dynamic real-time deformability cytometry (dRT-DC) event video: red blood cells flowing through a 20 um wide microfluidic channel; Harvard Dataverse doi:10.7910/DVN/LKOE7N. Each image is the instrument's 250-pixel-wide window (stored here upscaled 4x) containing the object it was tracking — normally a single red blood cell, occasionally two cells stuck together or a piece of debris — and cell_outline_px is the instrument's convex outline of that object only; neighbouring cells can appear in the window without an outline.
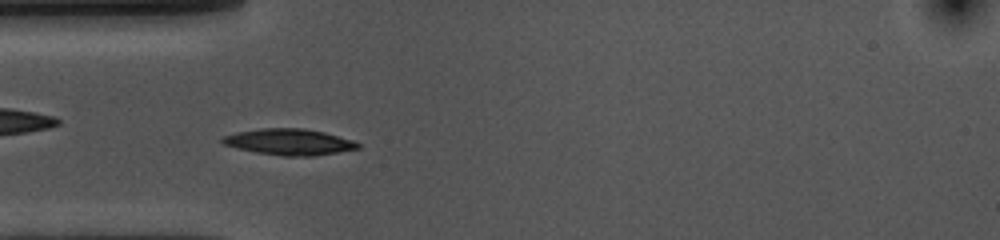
{"species": "common noctule bat (a hibernating species)", "species_latin": "Nyctalus noctula", "temperature_condition": "cold", "stored_images_in_passage": 52, "camera_frame_rate_fps": 3000, "um_per_image_px": 0.085, "animal": {"sex": "female", "body_mass_g": 10.0, "forearm_length_mm": 53.1}, "frame": {"image": 1, "passage_image": 13, "time_ms": 4.0, "image_size_px": [1000, 240], "cell_outline_px": [[360, 148], [312, 156], [284, 156], [256, 152], [224, 144], [220, 140], [224, 136], [236, 132], [260, 128], [304, 128], [324, 132], [352, 140], [360, 144]], "centroid_in_image_um": [24.58, 12.05], "position_along_channel_um": 60.4, "area_um2": 20.4}}
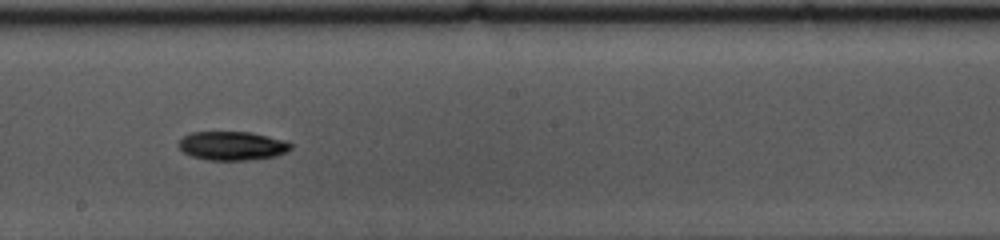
{"frame": {"image": 2, "passage_image": 27, "time_ms": 8.667, "image_size_px": [1000, 240], "cell_outline_px": [[292, 148], [288, 152], [276, 156], [248, 160], [208, 160], [192, 156], [184, 152], [176, 144], [184, 136], [192, 132], [252, 132], [284, 140], [292, 144]], "centroid_in_image_um": [19.76, 12.39], "position_along_channel_um": 228.4, "area_um2": 18.9}}
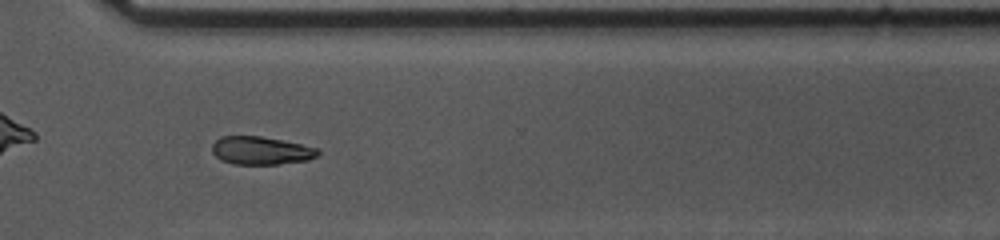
{"frame": {"image": 3, "passage_image": 37, "time_ms": 12.0, "image_size_px": [1000, 240], "cell_outline_px": [[320, 152], [316, 156], [308, 160], [280, 164], [232, 164], [220, 160], [212, 152], [212, 144], [220, 136], [260, 136], [284, 140], [320, 148]], "centroid_in_image_um": [22.19, 12.79], "position_along_channel_um": 348.4, "area_um2": 17.51}, "authors_computed_cell_mechanics": {"area_um2": 18.6405, "velocity_mm_per_s": 3.6059, "shape_relaxation_time_tau1_ms": 1.9738, "shape_relaxation_time_tau2_ms": null, "deformation_change_tau1": 0.099, "deformation_change_tau2": null}}